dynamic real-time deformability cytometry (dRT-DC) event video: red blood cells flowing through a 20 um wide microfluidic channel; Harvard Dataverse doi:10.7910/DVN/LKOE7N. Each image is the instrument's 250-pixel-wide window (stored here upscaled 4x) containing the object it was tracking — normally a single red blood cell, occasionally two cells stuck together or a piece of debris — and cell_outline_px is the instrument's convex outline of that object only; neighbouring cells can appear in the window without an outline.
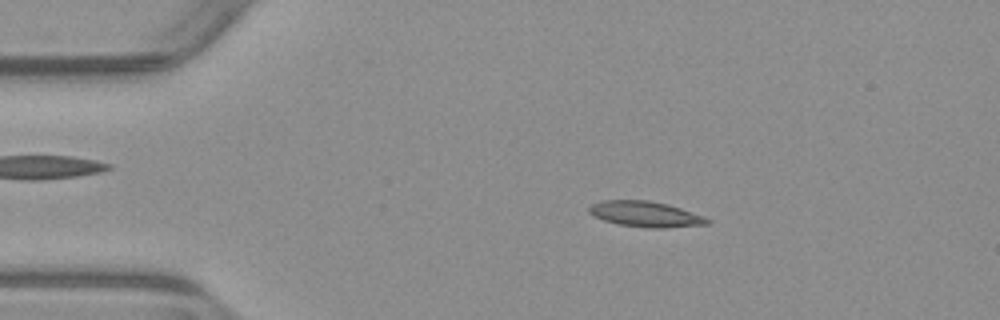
{"species": "common noctule bat (a hibernating species)", "species_latin": "Nyctalus noctula", "temperature_condition": "warm", "stored_images_in_passage": 52, "camera_frame_rate_fps": 3000, "um_per_image_px": 0.085, "animal": {"sex": "male", "body_mass_g": 23.1, "forearm_length_mm": 52.7}, "frame": {"image": 1, "passage_image": 9, "time_ms": 2.667, "image_size_px": [1000, 320], "cell_outline_px": [[712, 220], [708, 224], [664, 228], [648, 228], [620, 224], [604, 220], [588, 212], [588, 208], [592, 204], [604, 200], [648, 200], [668, 204], [704, 216]], "centroid_in_image_um": [54.89, 18.2], "position_along_channel_um": 30.1, "area_um2": 17.51}}
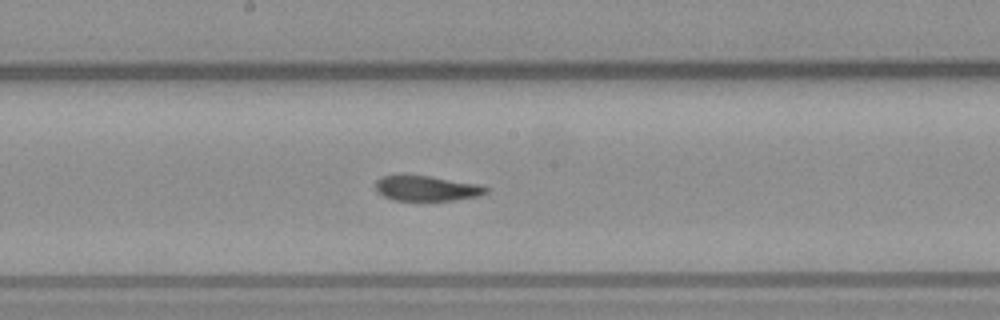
{"frame": {"image": 2, "passage_image": 27, "time_ms": 8.667, "image_size_px": [1000, 320], "cell_outline_px": [[488, 192], [480, 196], [452, 200], [396, 200], [384, 196], [376, 192], [376, 180], [380, 176], [428, 176], [480, 184], [488, 188]], "centroid_in_image_um": [36.29, 16.01], "position_along_channel_um": 211.9, "area_um2": 16.01}}
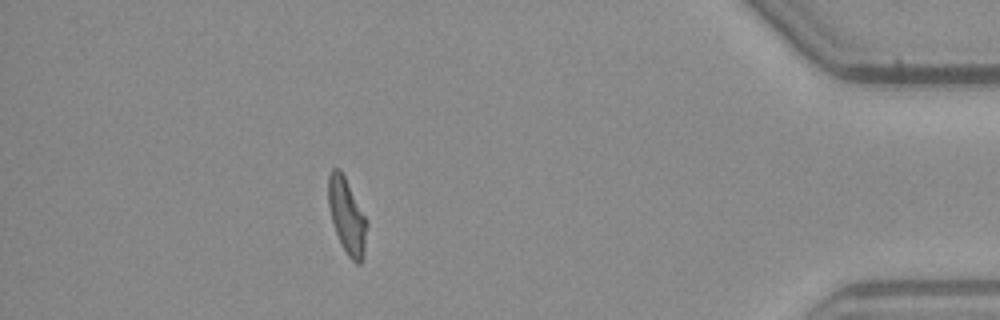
{"frame": {"image": 3, "passage_image": 46, "time_ms": 15.0, "image_size_px": [1000, 320], "cell_outline_px": [[368, 224], [364, 256], [360, 264], [356, 264], [348, 256], [336, 232], [332, 220], [328, 204], [328, 176], [332, 168], [340, 168], [368, 220]], "centroid_in_image_um": [29.51, 18.35], "position_along_channel_um": 405.7, "area_um2": 16.99}, "authors_computed_cell_mechanics": {"area_um2": 16.9932, "velocity_mm_per_s": 3.9013, "shape_relaxation_time_tau1_ms": 5.8236, "shape_relaxation_time_tau2_ms": 1.8051, "deformation_change_tau1": 0.1601, "deformation_change_tau2": 0.0836}}